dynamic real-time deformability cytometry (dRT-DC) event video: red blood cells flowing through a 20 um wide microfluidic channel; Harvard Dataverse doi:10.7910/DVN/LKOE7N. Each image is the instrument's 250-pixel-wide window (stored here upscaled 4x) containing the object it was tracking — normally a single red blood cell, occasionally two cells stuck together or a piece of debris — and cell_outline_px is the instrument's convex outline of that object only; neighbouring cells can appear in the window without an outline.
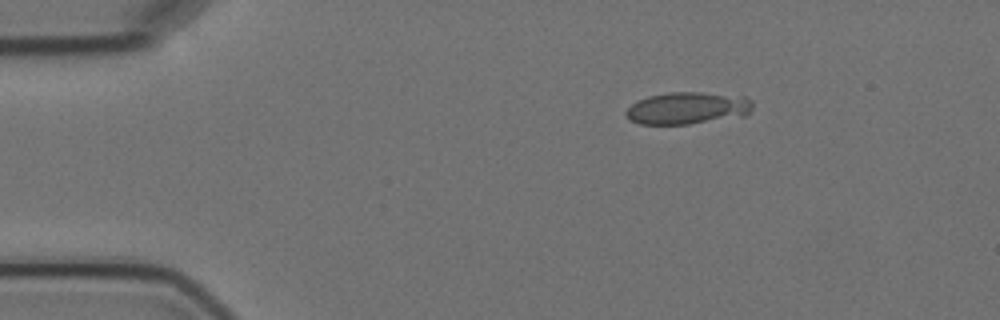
{"species": "Egyptian fruit bat (a non-hibernating species)", "species_latin": "Rousettus aegyptiacus", "temperature_condition": "cold", "stored_images_in_passage": 4, "camera_frame_rate_fps": 3000, "um_per_image_px": 0.085, "animal": {"sex": "female"}, "frame": {"image": 1, "passage_image": 1, "time_ms": 0.0, "image_size_px": [1000, 320], "cell_outline_px": [[752, 108], [744, 116], [688, 124], [640, 124], [628, 120], [624, 112], [636, 100], [648, 96], [668, 92], [700, 92], [744, 96], [752, 100]], "centroid_in_image_um": [58.41, 9.19], "position_along_channel_um": 26.6, "area_um2": 23.87}}